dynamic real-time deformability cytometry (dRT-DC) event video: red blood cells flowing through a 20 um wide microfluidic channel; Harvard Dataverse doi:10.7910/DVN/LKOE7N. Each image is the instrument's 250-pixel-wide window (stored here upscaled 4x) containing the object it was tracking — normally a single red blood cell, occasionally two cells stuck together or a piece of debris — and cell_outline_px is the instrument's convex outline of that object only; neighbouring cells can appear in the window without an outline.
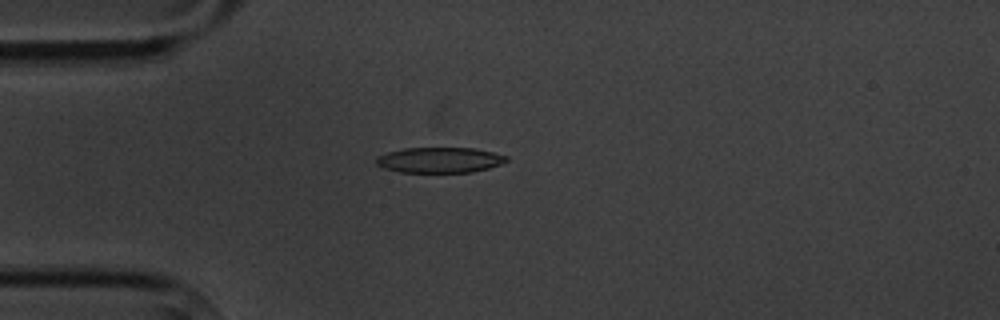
{"species": "common noctule bat (a hibernating species)", "species_latin": "Nyctalus noctula", "temperature_condition": "cold", "stored_images_in_passage": 5, "camera_frame_rate_fps": 3000, "um_per_image_px": 0.085, "animal": {"sex": "male", "body_mass_g": 20.1, "forearm_length_mm": 53.5}, "frame": {"image": 1, "passage_image": 5, "time_ms": 4.667, "image_size_px": [1000, 320], "cell_outline_px": [[508, 160], [500, 164], [488, 168], [472, 172], [400, 172], [384, 168], [376, 164], [376, 156], [388, 152], [404, 148], [472, 148], [492, 152], [508, 156]], "centroid_in_image_um": [37.35, 13.6], "position_along_channel_um": 47.6, "area_um2": 19.25}}